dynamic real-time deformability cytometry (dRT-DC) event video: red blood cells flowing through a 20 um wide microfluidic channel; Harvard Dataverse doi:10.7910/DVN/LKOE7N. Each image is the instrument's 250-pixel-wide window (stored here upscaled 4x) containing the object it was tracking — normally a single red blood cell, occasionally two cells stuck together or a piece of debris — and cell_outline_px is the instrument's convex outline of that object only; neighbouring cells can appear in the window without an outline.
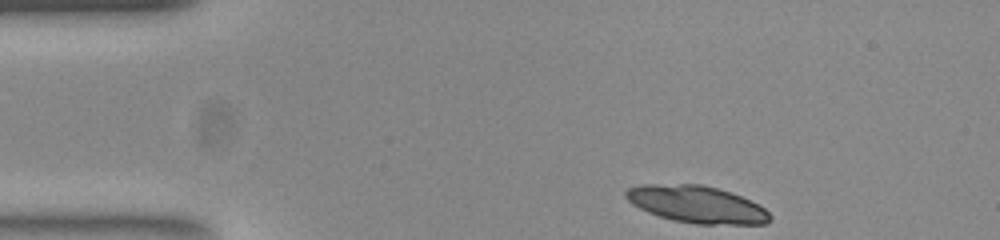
{"species": "common noctule bat (a hibernating species)", "species_latin": "Nyctalus noctula", "temperature_condition": "room temperature", "stored_images_in_passage": 45, "camera_frame_rate_fps": 3000, "um_per_image_px": 0.085, "animal": {"sex": "female", "body_mass_g": 23.0, "forearm_length_mm": 53.4}, "frame": {"image": 1, "passage_image": 1, "time_ms": 0.0, "image_size_px": [1000, 240], "cell_outline_px": [[772, 220], [768, 224], [696, 224], [672, 220], [648, 212], [632, 204], [624, 196], [624, 192], [628, 188], [640, 184], [700, 184], [716, 188], [740, 196], [764, 208], [772, 216]], "centroid_in_image_um": [59.2, 17.38], "position_along_channel_um": 25.8, "area_um2": 31.04}}